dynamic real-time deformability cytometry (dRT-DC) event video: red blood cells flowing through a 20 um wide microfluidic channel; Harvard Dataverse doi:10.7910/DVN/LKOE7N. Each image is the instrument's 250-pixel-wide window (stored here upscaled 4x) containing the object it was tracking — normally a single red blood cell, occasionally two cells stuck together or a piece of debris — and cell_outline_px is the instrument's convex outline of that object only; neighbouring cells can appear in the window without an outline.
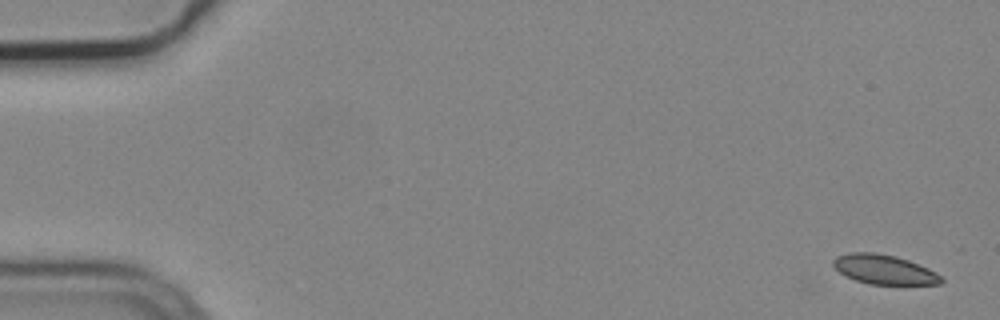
{"species": "common noctule bat (a hibernating species)", "species_latin": "Nyctalus noctula", "temperature_condition": "cold", "stored_images_in_passage": 2, "camera_frame_rate_fps": 3000, "um_per_image_px": 0.085, "animal": {"sex": "male", "body_mass_g": 19.2, "forearm_length_mm": 51.8}, "frame": {"image": 1, "passage_image": 2, "time_ms": 0.333, "image_size_px": [1000, 320], "cell_outline_px": [[944, 280], [940, 284], [868, 284], [856, 280], [840, 272], [832, 264], [832, 260], [836, 256], [848, 252], [876, 252], [896, 256], [908, 260], [928, 268], [936, 272]], "centroid_in_image_um": [75.14, 22.89], "position_along_channel_um": 9.9, "area_um2": 18.5}}